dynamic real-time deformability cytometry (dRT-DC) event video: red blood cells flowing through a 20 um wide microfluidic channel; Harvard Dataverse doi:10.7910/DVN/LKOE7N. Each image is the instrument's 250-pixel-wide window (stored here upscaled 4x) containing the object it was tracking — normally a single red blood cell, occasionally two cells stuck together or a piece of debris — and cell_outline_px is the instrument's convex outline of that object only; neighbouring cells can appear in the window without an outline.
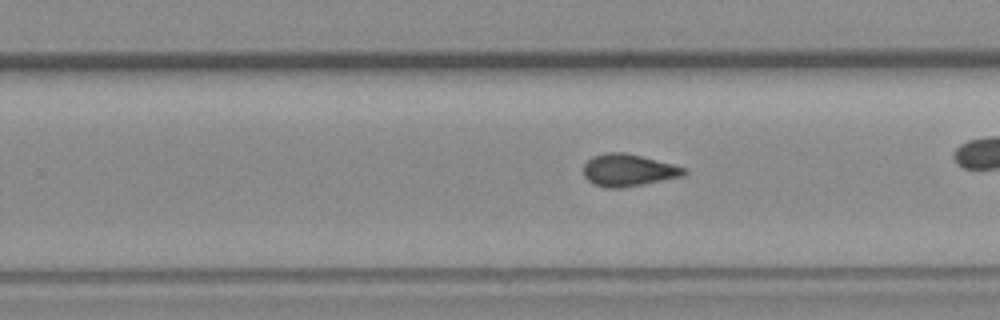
{"species": "common noctule bat (a hibernating species)", "species_latin": "Nyctalus noctula", "temperature_condition": "room temperature", "stored_images_in_passage": 31, "camera_frame_rate_fps": 3000, "um_per_image_px": 0.085, "animal": {"sex": "female", "body_mass_g": 19.3, "forearm_length_mm": 54.1}, "frame": {"image": 1, "passage_image": 22, "time_ms": 7.0, "image_size_px": [1000, 320], "cell_outline_px": [[688, 172], [684, 176], [620, 188], [608, 188], [596, 184], [588, 180], [584, 176], [584, 164], [592, 156], [608, 152], [624, 152], [672, 164], [684, 168]], "centroid_in_image_um": [53.39, 14.46], "position_along_channel_um": 276.4, "area_um2": 18.55}}